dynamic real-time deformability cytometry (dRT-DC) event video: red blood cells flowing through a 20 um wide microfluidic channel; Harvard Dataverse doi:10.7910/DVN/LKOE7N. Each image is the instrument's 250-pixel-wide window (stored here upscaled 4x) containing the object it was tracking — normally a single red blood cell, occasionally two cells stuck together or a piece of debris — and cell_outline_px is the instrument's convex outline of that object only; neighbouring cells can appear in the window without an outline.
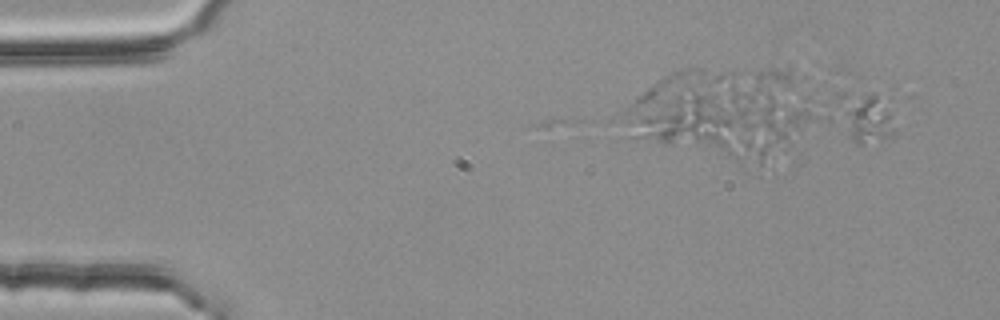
{"species": "common noctule bat (a hibernating species)", "species_latin": "Nyctalus noctula", "temperature_condition": "room temperature", "stored_images_in_passage": 11, "camera_frame_rate_fps": 3000, "um_per_image_px": 0.085, "animal": {"sex": "female", "body_mass_g": 25.1}, "frame": {"image": 1, "passage_image": 11, "time_ms": 3.333, "image_size_px": [1000, 320], "cell_outline_px": [[888, 120], [884, 136], [860, 144], [852, 136], [840, 116], [832, 100], [832, 92], [876, 92], [888, 112]], "centroid_in_image_um": [73.28, 9.73], "position_along_channel_um": 11.7, "area_um2": 15.14}}